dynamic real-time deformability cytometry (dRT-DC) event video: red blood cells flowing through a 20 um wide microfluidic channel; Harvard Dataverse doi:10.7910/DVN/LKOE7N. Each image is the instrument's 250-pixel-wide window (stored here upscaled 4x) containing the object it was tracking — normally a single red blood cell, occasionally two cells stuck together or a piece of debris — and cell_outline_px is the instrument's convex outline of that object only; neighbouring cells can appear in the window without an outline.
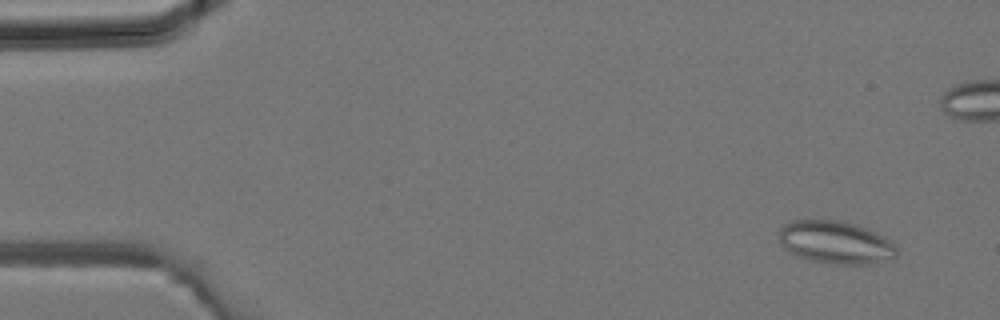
{"species": "common noctule bat (a hibernating species)", "species_latin": "Nyctalus noctula", "temperature_condition": "room temperature", "stored_images_in_passage": 3, "camera_frame_rate_fps": 3000, "um_per_image_px": 0.085, "animal": {"sex": "male", "body_mass_g": 19.2, "forearm_length_mm": 51.8}, "frame": {"image": 1, "passage_image": 3, "time_ms": 0.667, "image_size_px": [1000, 320], "cell_outline_px": [[896, 256], [868, 264], [836, 264], [808, 260], [796, 256], [788, 252], [780, 244], [780, 228], [784, 224], [792, 220], [844, 220], [856, 224], [876, 232], [892, 240], [896, 244]], "centroid_in_image_um": [71.01, 20.59], "position_along_channel_um": 14.0, "area_um2": 29.54}}